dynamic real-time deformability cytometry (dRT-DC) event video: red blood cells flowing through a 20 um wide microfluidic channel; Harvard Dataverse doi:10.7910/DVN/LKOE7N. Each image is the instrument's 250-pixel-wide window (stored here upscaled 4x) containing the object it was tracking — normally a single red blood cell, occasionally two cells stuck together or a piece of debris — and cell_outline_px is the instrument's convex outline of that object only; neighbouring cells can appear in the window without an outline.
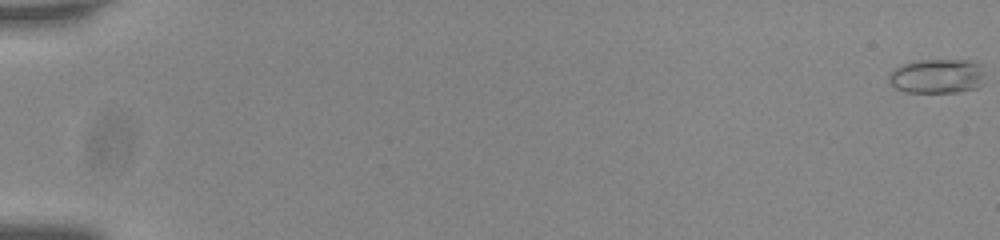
{"species": "common noctule bat (a hibernating species)", "species_latin": "Nyctalus noctula", "temperature_condition": "room temperature", "stored_images_in_passage": 58, "camera_frame_rate_fps": 3000, "um_per_image_px": 0.085, "animal": {"sex": "male", "body_mass_g": 20.0, "forearm_length_mm": 53.3}, "frame": {"image": 1, "passage_image": 1, "time_ms": 0.0, "image_size_px": [1000, 240], "cell_outline_px": [[984, 84], [976, 88], [956, 92], [904, 92], [896, 88], [888, 80], [888, 76], [900, 64], [916, 60], [972, 60], [984, 64]], "centroid_in_image_um": [79.72, 6.46], "position_along_channel_um": 5.3, "area_um2": 19.71}}
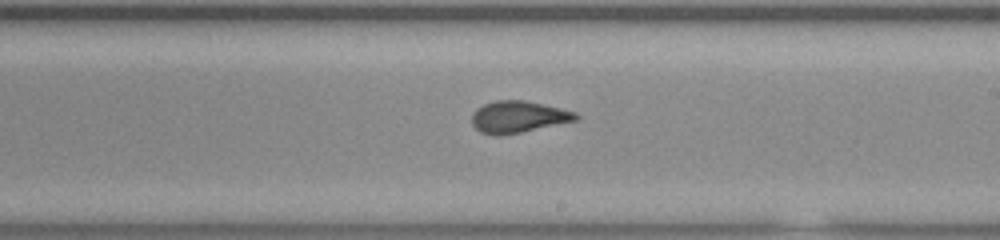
{"frame": {"image": 2, "passage_image": 36, "time_ms": 11.667, "image_size_px": [1000, 240], "cell_outline_px": [[580, 120], [500, 136], [492, 136], [480, 132], [472, 124], [472, 116], [476, 108], [484, 104], [496, 100], [524, 100], [560, 108], [576, 112], [580, 116]], "centroid_in_image_um": [44.06, 9.94], "position_along_channel_um": 244.9, "area_um2": 19.36}}
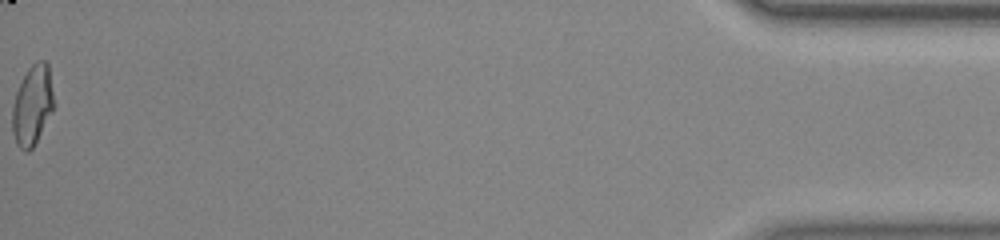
{"frame": {"image": 3, "passage_image": 58, "time_ms": 19.0, "image_size_px": [1000, 240], "cell_outline_px": [[52, 112], [32, 148], [28, 152], [24, 152], [16, 144], [12, 132], [12, 108], [16, 92], [28, 68], [36, 60], [44, 60], [48, 64], [52, 92]], "centroid_in_image_um": [2.72, 8.96], "position_along_channel_um": 432.5, "area_um2": 19.02}, "authors_computed_cell_mechanics": {"area_um2": 19.2474, "velocity_mm_per_s": 3.7697, "shape_relaxation_time_tau1_ms": null, "shape_relaxation_time_tau2_ms": 1.0083, "deformation_change_tau1": null, "deformation_change_tau2": 0.051}}